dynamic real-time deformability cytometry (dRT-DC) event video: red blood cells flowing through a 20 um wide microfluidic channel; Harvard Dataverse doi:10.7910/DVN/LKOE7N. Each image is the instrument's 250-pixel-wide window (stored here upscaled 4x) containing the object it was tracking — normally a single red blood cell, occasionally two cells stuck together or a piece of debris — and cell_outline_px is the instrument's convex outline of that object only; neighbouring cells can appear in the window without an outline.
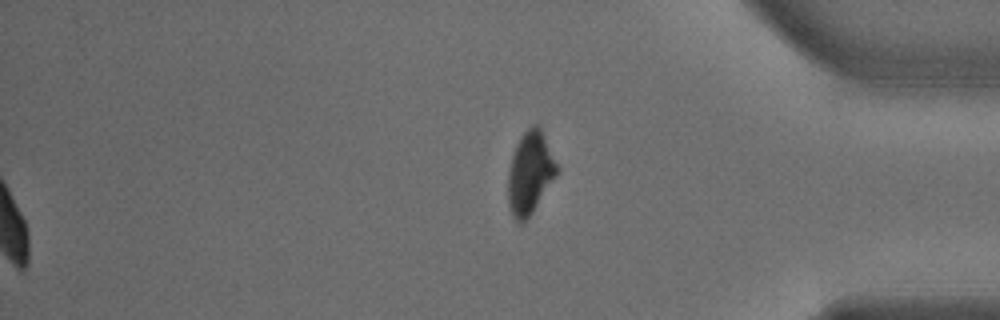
{"species": "common noctule bat (a hibernating species)", "species_latin": "Nyctalus noctula", "temperature_condition": "warm", "stored_images_in_passage": 46, "segment_of_instrument_passage": [2, 2], "camera_frame_rate_fps": 3000, "um_per_image_px": 0.085, "animal": {"sex": "male", "body_mass_g": 18.8}, "frame": {"image": 1, "passage_image": 46, "time_ms": 15.0, "image_size_px": [1000, 320], "cell_outline_px": [[560, 168], [556, 176], [532, 212], [520, 224], [512, 216], [508, 204], [508, 172], [512, 156], [516, 144], [520, 136], [532, 124], [536, 124], [540, 128]], "centroid_in_image_um": [45.05, 14.68], "position_along_channel_um": 390.1, "area_um2": 23.29}}